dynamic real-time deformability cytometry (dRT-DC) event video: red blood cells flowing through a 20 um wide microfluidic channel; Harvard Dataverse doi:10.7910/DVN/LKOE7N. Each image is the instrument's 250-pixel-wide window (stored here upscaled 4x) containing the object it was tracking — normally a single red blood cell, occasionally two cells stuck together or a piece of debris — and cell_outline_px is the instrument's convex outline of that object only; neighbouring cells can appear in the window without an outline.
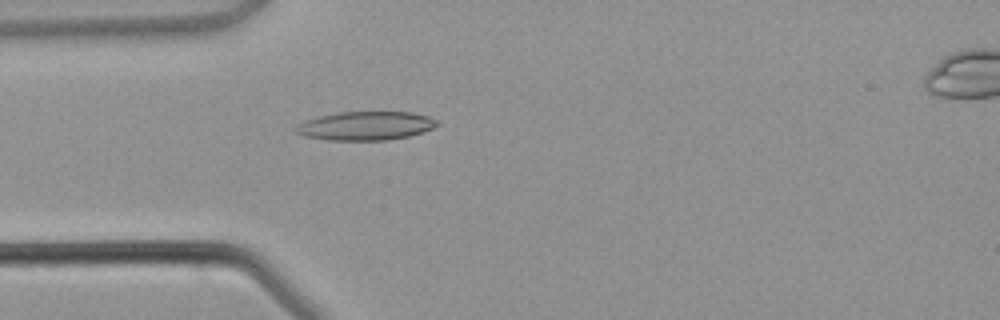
{"species": "common noctule bat (a hibernating species)", "species_latin": "Nyctalus noctula", "temperature_condition": "warm", "stored_images_in_passage": 5, "camera_frame_rate_fps": 3000, "um_per_image_px": 0.085, "animal": {"sex": "male", "body_mass_g": 21.5, "forearm_length_mm": 52.0}, "frame": {"image": 1, "passage_image": 4, "time_ms": 3.667, "image_size_px": [1000, 320], "cell_outline_px": [[440, 124], [424, 132], [408, 136], [388, 140], [328, 140], [304, 136], [296, 132], [296, 128], [300, 124], [308, 120], [320, 116], [340, 112], [412, 112], [428, 116], [436, 120]], "centroid_in_image_um": [31.14, 10.7], "position_along_channel_um": 53.9, "area_um2": 23.41}}